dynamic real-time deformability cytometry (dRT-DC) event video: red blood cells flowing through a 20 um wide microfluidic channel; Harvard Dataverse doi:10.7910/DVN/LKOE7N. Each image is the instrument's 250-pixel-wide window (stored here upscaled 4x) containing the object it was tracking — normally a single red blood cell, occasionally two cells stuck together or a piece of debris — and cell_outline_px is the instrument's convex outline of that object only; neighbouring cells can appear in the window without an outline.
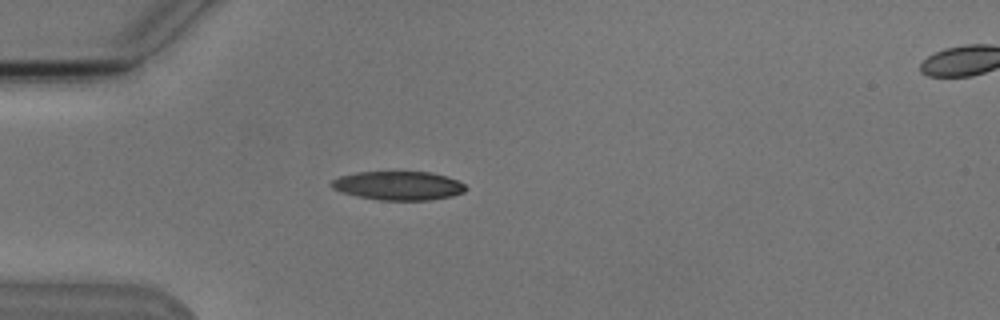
{"species": "Egyptian fruit bat (a non-hibernating species)", "species_latin": "Rousettus aegyptiacus", "temperature_condition": "cold", "stored_images_in_passage": 5, "camera_frame_rate_fps": 3000, "um_per_image_px": 0.085, "animal": {"sex": "male"}, "frame": {"image": 1, "passage_image": 4, "time_ms": 4.667, "image_size_px": [1000, 320], "cell_outline_px": [[468, 188], [464, 192], [452, 196], [428, 200], [380, 200], [356, 196], [332, 188], [328, 184], [332, 180], [340, 176], [356, 172], [432, 172], [448, 176], [464, 184]], "centroid_in_image_um": [33.87, 15.78], "position_along_channel_um": 51.1, "area_um2": 22.6}}